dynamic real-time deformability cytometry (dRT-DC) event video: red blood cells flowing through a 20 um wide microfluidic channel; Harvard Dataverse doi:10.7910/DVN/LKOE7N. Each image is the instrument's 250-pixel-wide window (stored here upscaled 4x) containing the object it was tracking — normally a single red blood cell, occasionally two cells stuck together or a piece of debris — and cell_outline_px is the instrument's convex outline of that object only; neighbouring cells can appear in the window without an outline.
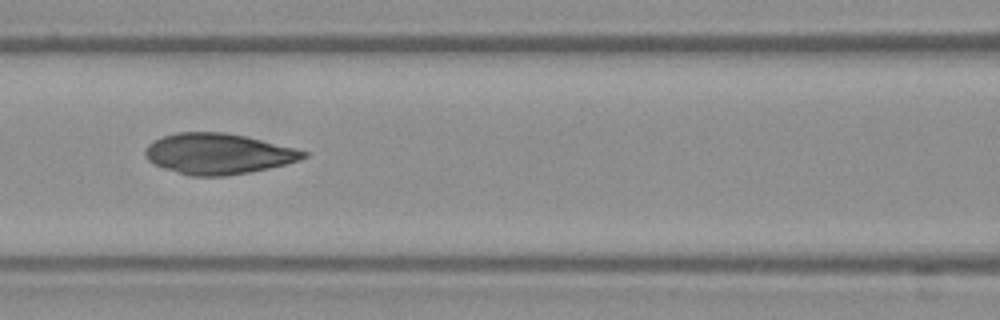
{"species": "Egyptian fruit bat (a non-hibernating species)", "species_latin": "Rousettus aegyptiacus", "temperature_condition": "warm", "stored_images_in_passage": 31, "camera_frame_rate_fps": 3000, "um_per_image_px": 0.085, "frame": {"image": 1, "passage_image": 8, "time_ms": 2.333, "image_size_px": [1000, 320], "cell_outline_px": [[308, 156], [300, 160], [268, 168], [248, 172], [224, 176], [188, 176], [152, 164], [144, 156], [144, 148], [152, 140], [176, 132], [224, 132], [244, 136], [296, 148], [308, 152]], "centroid_in_image_um": [18.49, 13.07], "position_along_channel_um": 148.1, "area_um2": 37.63}}
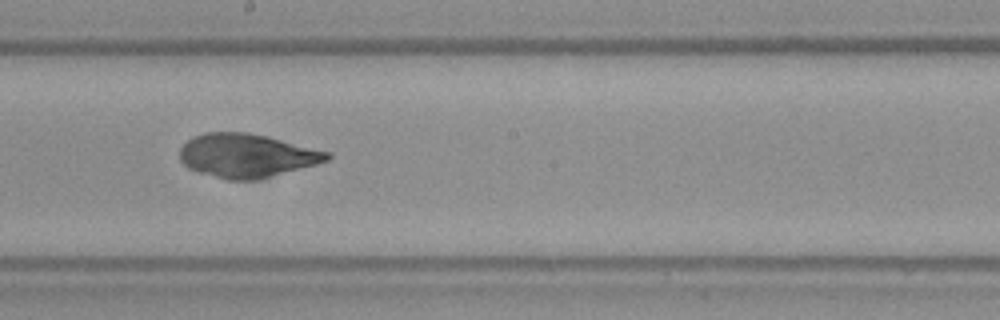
{"frame": {"image": 2, "passage_image": 14, "time_ms": 4.333, "image_size_px": [1000, 320], "cell_outline_px": [[332, 156], [328, 160], [316, 164], [256, 180], [224, 180], [196, 172], [188, 168], [180, 160], [180, 148], [192, 136], [204, 132], [248, 132], [268, 136], [332, 152]], "centroid_in_image_um": [20.96, 13.22], "position_along_channel_um": 227.2, "area_um2": 37.86}}
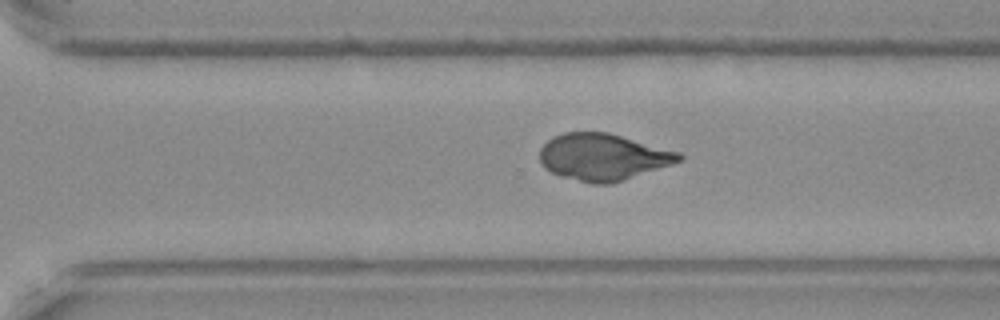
{"frame": {"image": 3, "passage_image": 21, "time_ms": 6.667, "image_size_px": [1000, 320], "cell_outline_px": [[684, 160], [624, 180], [608, 184], [592, 184], [560, 176], [544, 168], [540, 164], [540, 148], [552, 136], [564, 132], [608, 132], [680, 152], [684, 156]], "centroid_in_image_um": [51.25, 13.34], "position_along_channel_um": 319.4, "area_um2": 38.09}}